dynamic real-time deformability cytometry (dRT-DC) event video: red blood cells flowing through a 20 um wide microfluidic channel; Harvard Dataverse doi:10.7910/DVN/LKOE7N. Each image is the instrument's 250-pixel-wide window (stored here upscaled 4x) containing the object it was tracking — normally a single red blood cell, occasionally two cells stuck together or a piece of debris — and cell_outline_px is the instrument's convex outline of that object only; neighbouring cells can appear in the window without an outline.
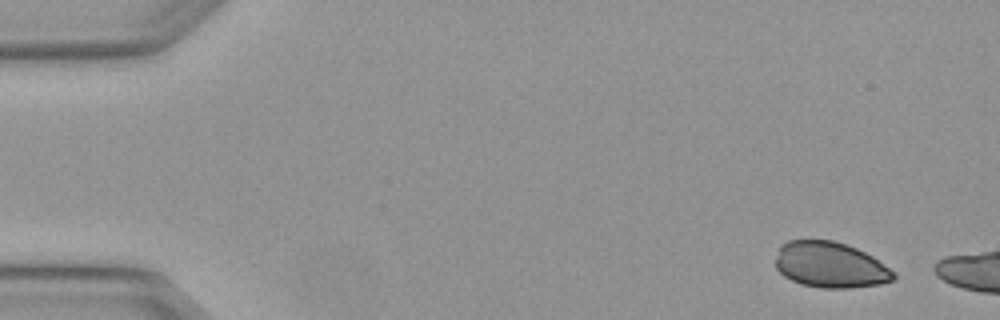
{"species": "Egyptian fruit bat (a non-hibernating species)", "species_latin": "Rousettus aegyptiacus", "temperature_condition": "warm", "stored_images_in_passage": 3, "camera_frame_rate_fps": 3000, "um_per_image_px": 0.085, "animal": {"sex": "female"}, "frame": {"image": 1, "passage_image": 1, "time_ms": 0.0, "image_size_px": [1000, 320], "cell_outline_px": [[896, 280], [880, 284], [848, 288], [820, 288], [800, 284], [784, 276], [776, 268], [776, 260], [780, 244], [788, 240], [832, 240], [856, 248], [872, 256], [896, 272]], "centroid_in_image_um": [70.58, 22.53], "position_along_channel_um": 14.4, "area_um2": 31.62}}